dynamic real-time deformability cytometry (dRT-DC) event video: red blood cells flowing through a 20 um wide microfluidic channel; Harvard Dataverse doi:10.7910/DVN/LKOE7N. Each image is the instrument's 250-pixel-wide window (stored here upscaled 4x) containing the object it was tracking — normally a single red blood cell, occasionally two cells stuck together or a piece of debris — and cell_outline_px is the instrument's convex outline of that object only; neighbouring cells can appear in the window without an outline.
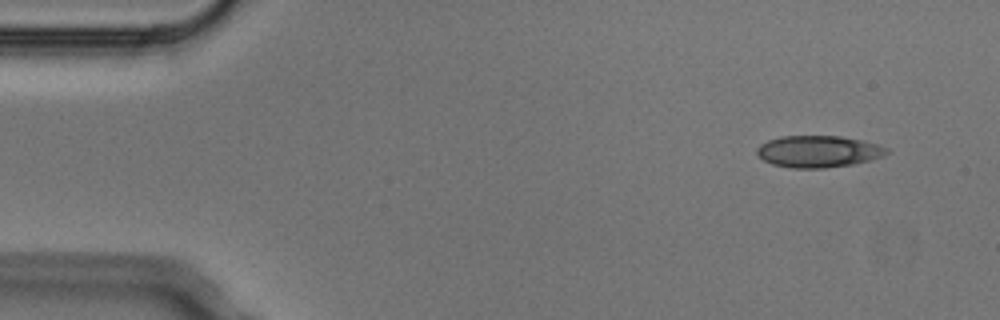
{"species": "Egyptian fruit bat (a non-hibernating species)", "species_latin": "Rousettus aegyptiacus", "temperature_condition": "cold", "stored_images_in_passage": 9, "camera_frame_rate_fps": 3000, "um_per_image_px": 0.085, "animal": {"sex": "male"}, "frame": {"image": 1, "passage_image": 2, "time_ms": 0.333, "image_size_px": [1000, 320], "cell_outline_px": [[892, 152], [884, 156], [872, 160], [852, 164], [824, 168], [792, 168], [772, 164], [756, 156], [756, 148], [760, 144], [768, 140], [780, 136], [840, 136], [864, 140], [888, 148]], "centroid_in_image_um": [69.57, 12.87], "position_along_channel_um": 15.4, "area_um2": 24.33}}
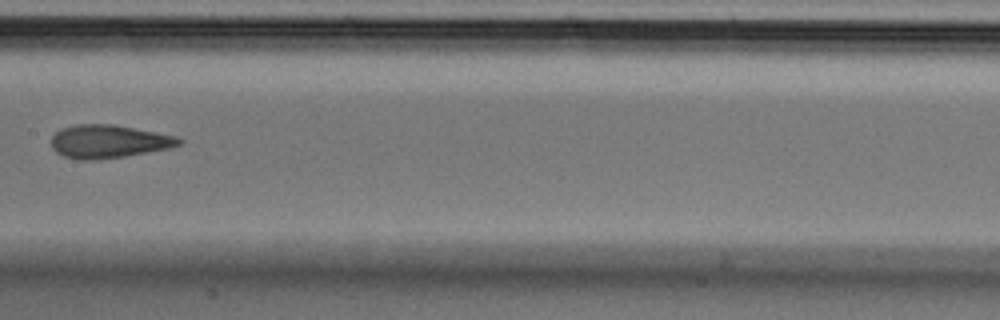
{"frame": {"image": 2, "passage_image": 8, "time_ms": 2.333, "image_size_px": [1000, 320], "cell_outline_px": [[184, 140], [180, 144], [168, 148], [124, 156], [88, 160], [80, 160], [64, 156], [56, 152], [52, 148], [52, 136], [60, 128], [76, 124], [112, 124], [176, 136]], "centroid_in_image_um": [9.19, 12.01], "position_along_channel_um": 198.2, "area_um2": 24.39}}
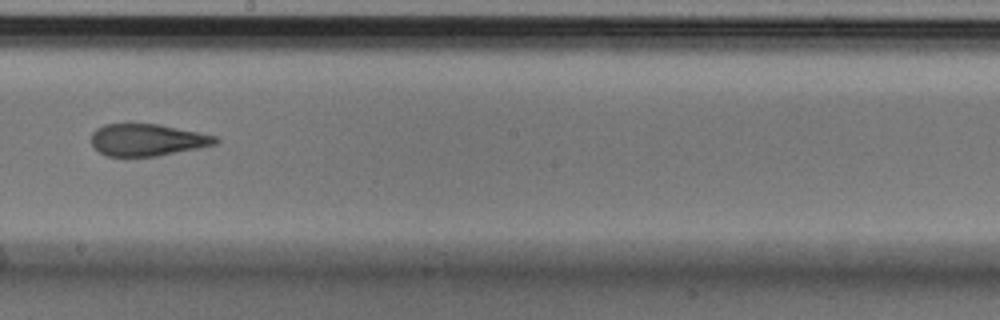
{"frame": {"image": 3, "passage_image": 9, "time_ms": 2.667, "image_size_px": [1000, 320], "cell_outline_px": [[220, 140], [216, 144], [200, 148], [156, 156], [108, 156], [100, 152], [92, 144], [92, 132], [96, 128], [104, 124], [160, 124], [200, 132], [216, 136]], "centroid_in_image_um": [12.55, 11.88], "position_along_channel_um": 235.6, "area_um2": 23.18}}